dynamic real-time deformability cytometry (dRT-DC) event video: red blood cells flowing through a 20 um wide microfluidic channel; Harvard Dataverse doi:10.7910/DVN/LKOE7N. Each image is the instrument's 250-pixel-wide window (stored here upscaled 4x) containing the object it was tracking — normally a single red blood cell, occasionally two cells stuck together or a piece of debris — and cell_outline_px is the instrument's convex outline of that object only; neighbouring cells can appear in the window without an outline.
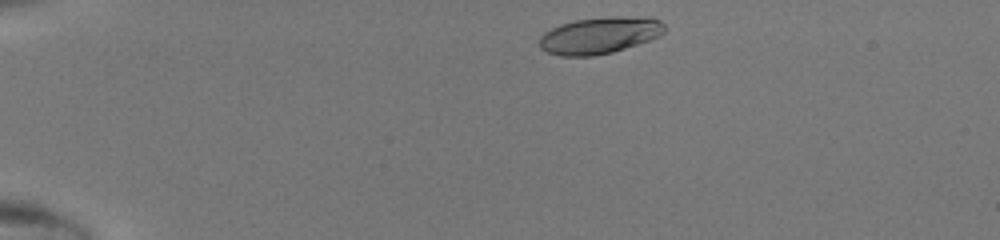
{"species": "human", "species_latin": "Homo sapiens", "temperature_condition": "room temperature", "stored_images_in_passage": 39, "camera_frame_rate_fps": 3000, "um_per_image_px": 0.085, "donor": {"sex": "male"}, "frame": {"image": 1, "passage_image": 2, "time_ms": 0.333, "image_size_px": [1000, 240], "cell_outline_px": [[668, 28], [660, 36], [612, 52], [592, 56], [560, 56], [548, 52], [540, 48], [540, 36], [544, 32], [560, 24], [576, 20], [612, 16], [652, 16], [660, 20]], "centroid_in_image_um": [51.01, 2.98], "position_along_channel_um": 34.0, "area_um2": 26.93}}
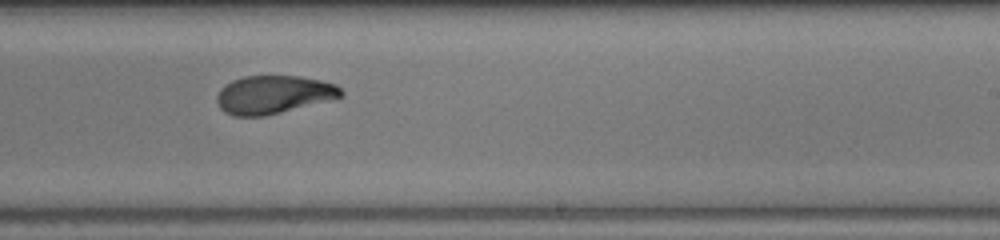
{"frame": {"image": 2, "passage_image": 23, "time_ms": 7.333, "image_size_px": [1000, 240], "cell_outline_px": [[344, 96], [332, 100], [264, 116], [232, 116], [224, 112], [220, 108], [216, 100], [216, 96], [220, 88], [232, 80], [244, 76], [300, 76], [320, 80], [336, 84], [344, 92]], "centroid_in_image_um": [23.25, 8.04], "position_along_channel_um": 265.7, "area_um2": 27.86}}
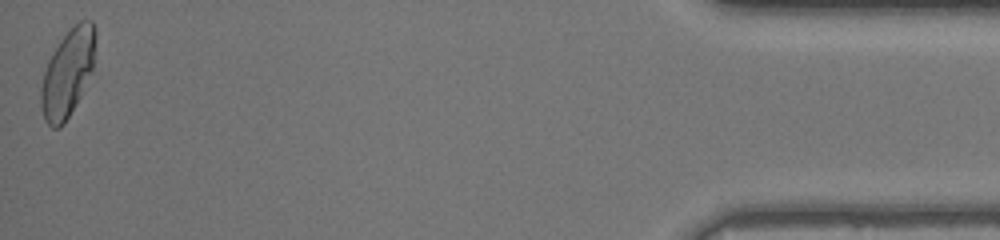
{"frame": {"image": 3, "passage_image": 39, "time_ms": 12.667, "image_size_px": [1000, 240], "cell_outline_px": [[96, 36], [92, 72], [80, 96], [64, 124], [60, 128], [52, 128], [44, 120], [40, 108], [40, 88], [44, 72], [48, 60], [60, 40], [80, 20], [92, 20], [96, 28]], "centroid_in_image_um": [5.74, 6.22], "position_along_channel_um": 429.5, "area_um2": 27.74}}